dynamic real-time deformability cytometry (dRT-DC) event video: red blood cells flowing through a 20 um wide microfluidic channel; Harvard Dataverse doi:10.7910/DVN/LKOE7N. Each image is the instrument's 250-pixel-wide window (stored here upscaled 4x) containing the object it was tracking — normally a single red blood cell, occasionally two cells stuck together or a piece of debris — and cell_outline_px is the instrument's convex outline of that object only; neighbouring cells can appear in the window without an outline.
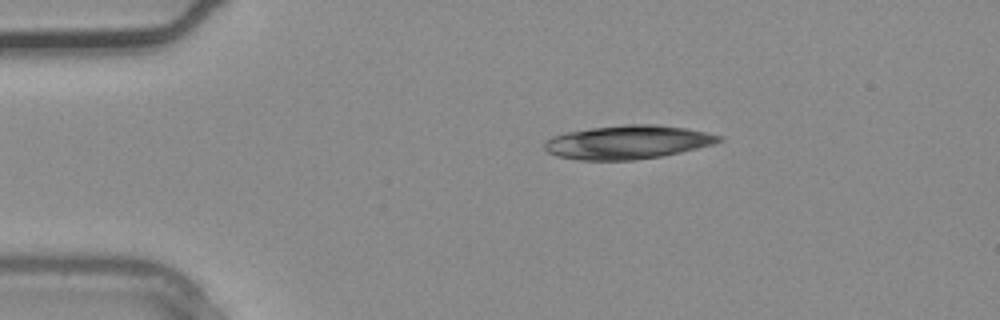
{"species": "common noctule bat (a hibernating species)", "species_latin": "Nyctalus noctula", "temperature_condition": "warm", "stored_images_in_passage": 2, "camera_frame_rate_fps": 3000, "um_per_image_px": 0.085, "animal": {"sex": "male", "body_mass_g": 20.4}, "frame": {"image": 1, "passage_image": 1, "time_ms": 0.0, "image_size_px": [1000, 320], "cell_outline_px": [[724, 140], [712, 144], [680, 152], [660, 156], [632, 160], [580, 160], [556, 156], [548, 152], [544, 148], [544, 144], [552, 136], [568, 132], [592, 128], [624, 124], [656, 124], [684, 128], [724, 136]], "centroid_in_image_um": [53.35, 12.08], "position_along_channel_um": 31.7, "area_um2": 33.93}}